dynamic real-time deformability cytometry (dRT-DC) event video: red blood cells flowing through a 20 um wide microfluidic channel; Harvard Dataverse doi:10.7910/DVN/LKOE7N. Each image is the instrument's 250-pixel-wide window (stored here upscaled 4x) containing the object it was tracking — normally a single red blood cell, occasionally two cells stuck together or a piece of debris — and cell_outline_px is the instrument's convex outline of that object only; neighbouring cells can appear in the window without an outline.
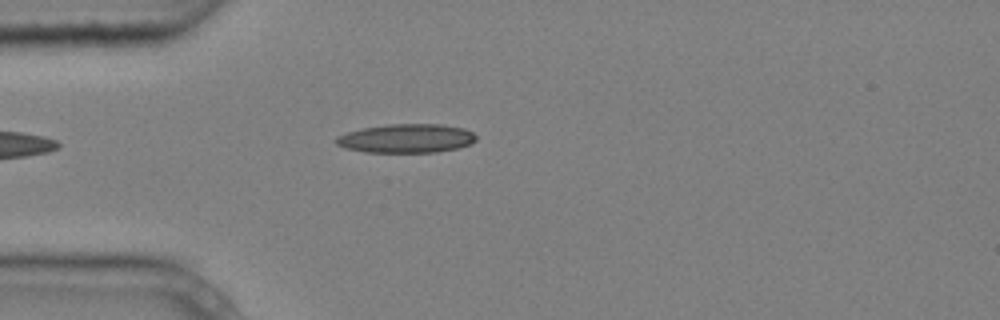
{"species": "common noctule bat (a hibernating species)", "species_latin": "Nyctalus noctula", "temperature_condition": "cold", "stored_images_in_passage": 1, "camera_frame_rate_fps": 3000, "um_per_image_px": 0.085, "animal": {"sex": "male", "body_mass_g": 20.4}, "frame": {"image": 1, "passage_image": 1, "time_ms": 0.0, "image_size_px": [1000, 320], "cell_outline_px": [[476, 140], [472, 144], [460, 148], [436, 152], [364, 152], [344, 148], [336, 144], [332, 140], [336, 136], [348, 132], [364, 128], [388, 124], [440, 124], [464, 128], [472, 132], [476, 136]], "centroid_in_image_um": [34.54, 11.77], "position_along_channel_um": 50.5, "area_um2": 23.76}}